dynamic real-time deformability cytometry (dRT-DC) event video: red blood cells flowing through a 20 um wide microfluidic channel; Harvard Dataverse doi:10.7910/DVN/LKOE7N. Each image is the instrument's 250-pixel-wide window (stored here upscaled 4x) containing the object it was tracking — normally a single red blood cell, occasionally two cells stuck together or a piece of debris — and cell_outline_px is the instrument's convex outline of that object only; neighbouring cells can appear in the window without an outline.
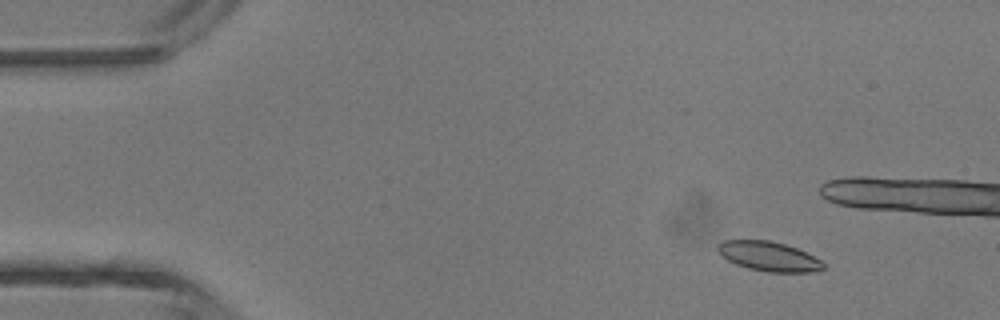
{"species": "common noctule bat (a hibernating species)", "species_latin": "Nyctalus noctula", "temperature_condition": "room temperature", "stored_images_in_passage": 5, "camera_frame_rate_fps": 3000, "um_per_image_px": 0.085, "animal": {"sex": "male", "body_mass_g": 13.3}, "frame": {"image": 1, "passage_image": 2, "time_ms": 1.0, "image_size_px": [1000, 320], "cell_outline_px": [[824, 268], [812, 272], [768, 272], [748, 268], [736, 264], [728, 260], [716, 248], [716, 244], [724, 240], [768, 240], [784, 244], [796, 248], [820, 260], [824, 264]], "centroid_in_image_um": [65.32, 21.79], "position_along_channel_um": 19.7, "area_um2": 17.92}}